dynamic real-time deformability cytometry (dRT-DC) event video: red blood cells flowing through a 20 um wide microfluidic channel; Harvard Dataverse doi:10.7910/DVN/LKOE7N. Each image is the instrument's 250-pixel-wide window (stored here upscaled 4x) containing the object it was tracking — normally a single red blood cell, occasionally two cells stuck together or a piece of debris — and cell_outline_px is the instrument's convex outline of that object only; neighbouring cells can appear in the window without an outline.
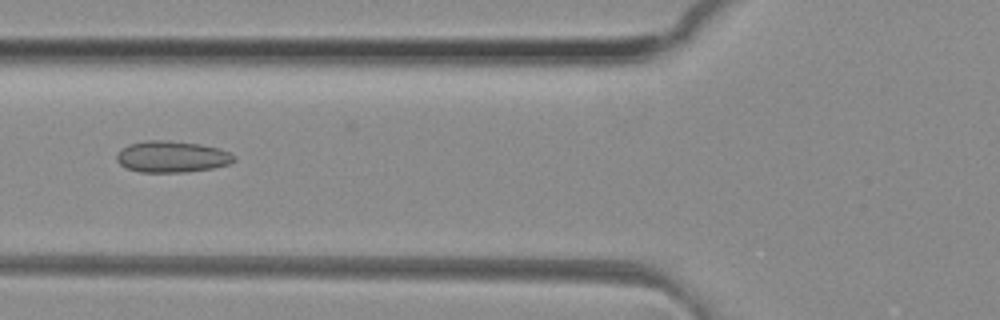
{"species": "common noctule bat (a hibernating species)", "species_latin": "Nyctalus noctula", "temperature_condition": "room temperature", "stored_images_in_passage": 34, "camera_frame_rate_fps": 3000, "um_per_image_px": 0.085, "animal": {"sex": "female", "body_mass_g": 29.2, "forearm_length_mm": 56.3}, "frame": {"image": 1, "passage_image": 11, "time_ms": 3.333, "image_size_px": [1000, 320], "cell_outline_px": [[236, 160], [228, 164], [212, 168], [184, 172], [140, 172], [124, 168], [116, 160], [116, 156], [128, 144], [144, 140], [168, 140], [200, 144], [220, 148], [236, 156]], "centroid_in_image_um": [14.61, 13.31], "position_along_channel_um": 111.2, "area_um2": 21.56}}
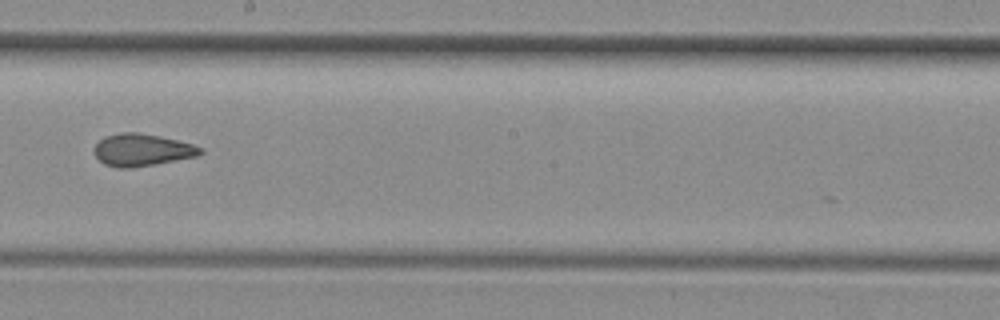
{"frame": {"image": 2, "passage_image": 20, "time_ms": 6.333, "image_size_px": [1000, 320], "cell_outline_px": [[204, 152], [196, 156], [152, 164], [128, 168], [116, 168], [104, 164], [92, 152], [92, 148], [104, 136], [120, 132], [140, 132], [160, 136], [192, 144], [204, 148]], "centroid_in_image_um": [12.02, 12.73], "position_along_channel_um": 236.2, "area_um2": 19.94}}
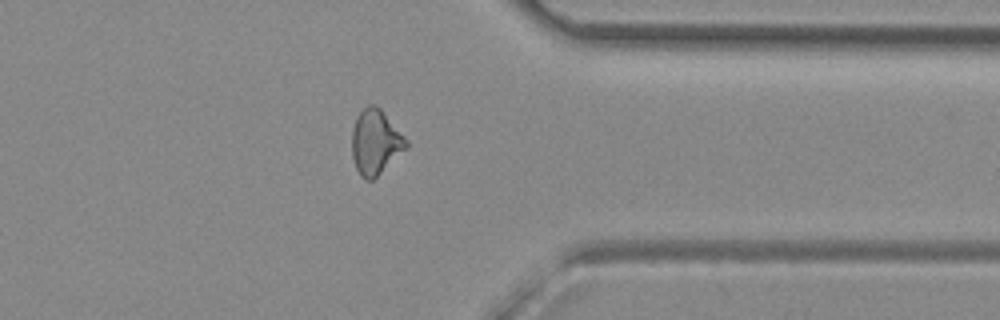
{"frame": {"image": 3, "passage_image": 31, "time_ms": 10.0, "image_size_px": [1000, 320], "cell_outline_px": [[408, 148], [372, 180], [364, 180], [360, 176], [356, 168], [352, 156], [352, 132], [356, 116], [368, 104], [372, 104], [380, 108], [408, 140]], "centroid_in_image_um": [31.92, 12.09], "position_along_channel_um": 379.5, "area_um2": 20.52}, "authors_computed_cell_mechanics": {"area_um2": 19.941, "velocity_mm_per_s": 4.1687, "shape_relaxation_time_tau1_ms": null, "shape_relaxation_time_tau2_ms": 1.8306, "deformation_change_tau1": null, "deformation_change_tau2": 0.0838}}